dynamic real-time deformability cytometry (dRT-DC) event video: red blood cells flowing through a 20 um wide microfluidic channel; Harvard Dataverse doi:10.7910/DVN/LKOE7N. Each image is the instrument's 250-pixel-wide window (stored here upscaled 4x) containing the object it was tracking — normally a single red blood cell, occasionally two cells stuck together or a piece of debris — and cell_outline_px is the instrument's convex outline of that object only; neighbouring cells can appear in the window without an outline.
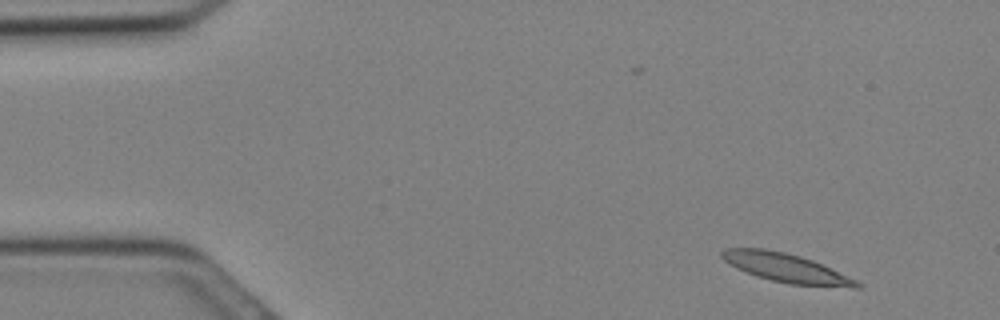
{"species": "Egyptian fruit bat (a non-hibernating species)", "species_latin": "Rousettus aegyptiacus", "temperature_condition": "cold", "stored_images_in_passage": 13, "camera_frame_rate_fps": 3000, "um_per_image_px": 0.085, "animal": {"sex": "female"}, "frame": {"image": 1, "passage_image": 1, "time_ms": 0.0, "image_size_px": [1000, 320], "cell_outline_px": [[864, 284], [860, 288], [852, 288], [788, 284], [756, 276], [736, 268], [724, 260], [720, 256], [720, 252], [724, 248], [764, 248], [784, 252], [800, 256], [812, 260], [856, 280]], "centroid_in_image_um": [66.81, 22.78], "position_along_channel_um": 18.2, "area_um2": 22.66}}
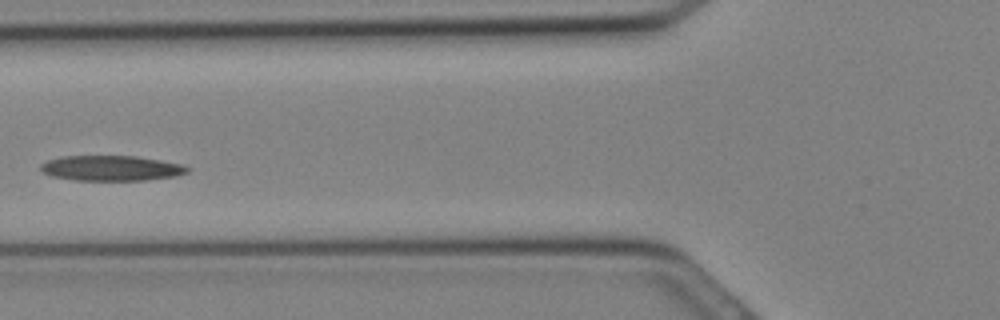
{"frame": {"image": 2, "passage_image": 10, "time_ms": 3.0, "image_size_px": [1000, 320], "cell_outline_px": [[188, 172], [176, 176], [144, 180], [76, 180], [52, 176], [40, 172], [40, 164], [48, 160], [60, 156], [136, 156], [160, 160], [180, 164], [188, 168]], "centroid_in_image_um": [9.4, 14.29], "position_along_channel_um": 116.4, "area_um2": 21.5}}
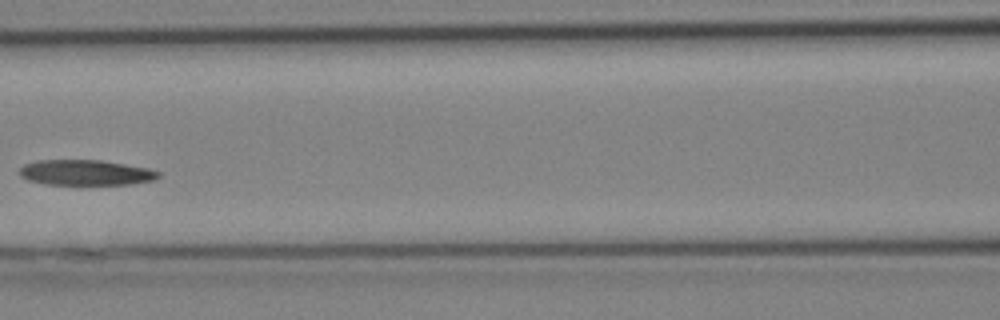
{"frame": {"image": 3, "passage_image": 12, "time_ms": 3.667, "image_size_px": [1000, 320], "cell_outline_px": [[160, 176], [156, 180], [132, 184], [48, 184], [28, 180], [20, 176], [16, 172], [24, 164], [36, 160], [100, 160], [148, 168], [160, 172]], "centroid_in_image_um": [7.27, 14.67], "position_along_channel_um": 159.3, "area_um2": 20.63}}